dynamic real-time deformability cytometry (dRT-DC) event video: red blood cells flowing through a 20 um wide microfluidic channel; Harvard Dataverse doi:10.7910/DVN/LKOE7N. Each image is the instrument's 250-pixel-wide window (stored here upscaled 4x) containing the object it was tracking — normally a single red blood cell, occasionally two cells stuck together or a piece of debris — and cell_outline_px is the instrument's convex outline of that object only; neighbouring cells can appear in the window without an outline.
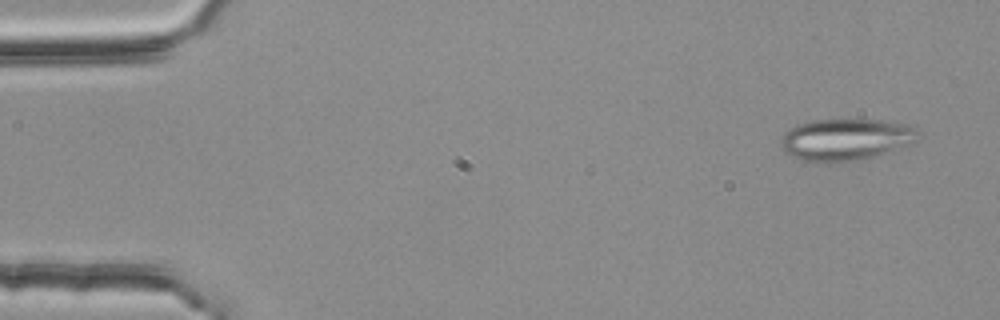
{"species": "common noctule bat (a hibernating species)", "species_latin": "Nyctalus noctula", "temperature_condition": "room temperature", "stored_images_in_passage": 54, "camera_frame_rate_fps": 3000, "um_per_image_px": 0.085, "animal": {"sex": "female", "body_mass_g": 25.1}, "frame": {"image": 1, "passage_image": 3, "time_ms": 0.667, "image_size_px": [1000, 320], "cell_outline_px": [[916, 140], [912, 144], [872, 156], [852, 160], [824, 164], [804, 160], [792, 156], [780, 144], [780, 140], [784, 132], [800, 124], [812, 120], [880, 120], [904, 124], [916, 128]], "centroid_in_image_um": [71.85, 11.86], "position_along_channel_um": 13.1, "area_um2": 32.83}}
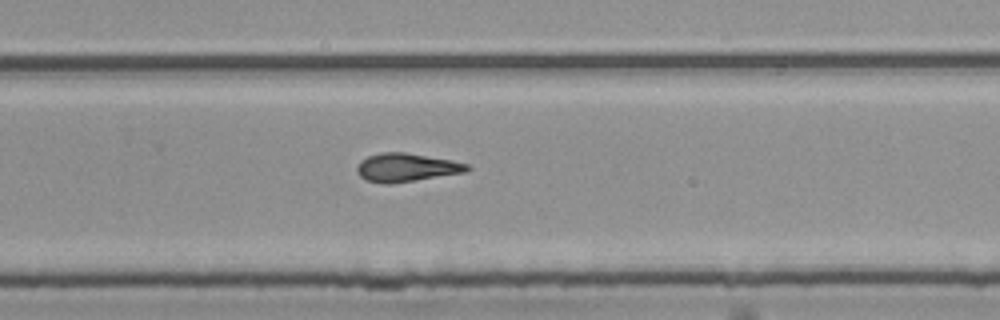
{"frame": {"image": 2, "passage_image": 35, "time_ms": 11.333, "image_size_px": [1000, 320], "cell_outline_px": [[472, 168], [464, 172], [392, 184], [384, 184], [364, 180], [356, 172], [356, 168], [360, 160], [368, 156], [380, 152], [404, 152], [448, 160], [468, 164]], "centroid_in_image_um": [34.47, 14.24], "position_along_channel_um": 295.3, "area_um2": 18.15}}
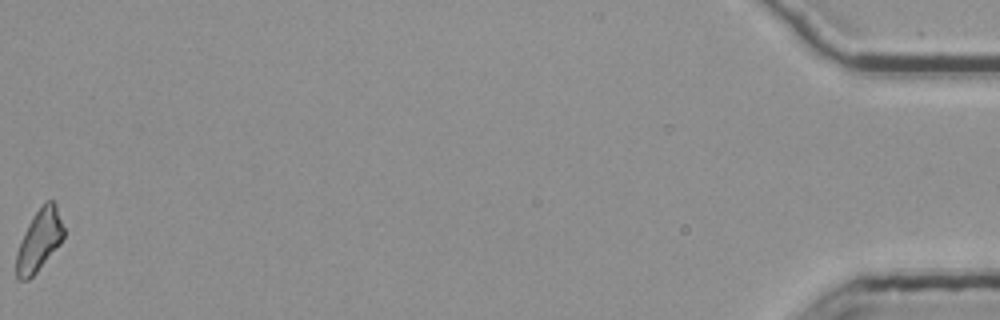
{"frame": {"image": 3, "passage_image": 54, "time_ms": 17.667, "image_size_px": [1000, 320], "cell_outline_px": [[64, 236], [60, 244], [36, 272], [28, 280], [20, 280], [16, 276], [16, 252], [20, 240], [28, 224], [44, 200], [52, 200], [56, 204], [64, 228]], "centroid_in_image_um": [3.33, 20.41], "position_along_channel_um": 431.9, "area_um2": 16.94}, "authors_computed_cell_mechanics": {"area_um2": 18.2359, "velocity_mm_per_s": 3.7871, "shape_relaxation_time_tau1_ms": null, "shape_relaxation_time_tau2_ms": 2.7475, "deformation_change_tau1": null, "deformation_change_tau2": 0.13}}